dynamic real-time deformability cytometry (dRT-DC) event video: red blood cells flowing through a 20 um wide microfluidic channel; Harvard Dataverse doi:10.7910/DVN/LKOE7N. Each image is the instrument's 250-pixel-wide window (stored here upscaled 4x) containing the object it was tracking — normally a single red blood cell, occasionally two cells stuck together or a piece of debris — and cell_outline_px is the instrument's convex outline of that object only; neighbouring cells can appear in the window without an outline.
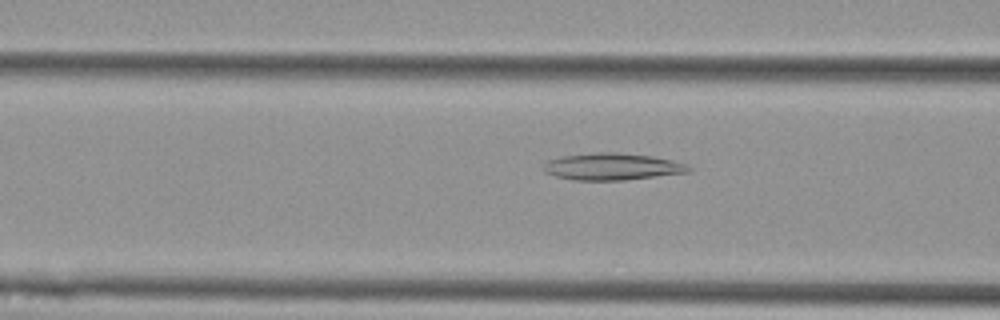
{"species": "Egyptian fruit bat (a non-hibernating species)", "species_latin": "Rousettus aegyptiacus", "temperature_condition": "cold", "stored_images_in_passage": 39, "camera_frame_rate_fps": 3000, "um_per_image_px": 0.085, "animal": {"sex": "female"}, "frame": {"image": 1, "passage_image": 5, "time_ms": 1.333, "image_size_px": [1000, 320], "cell_outline_px": [[692, 168], [688, 172], [624, 180], [572, 180], [556, 176], [544, 172], [544, 164], [548, 160], [564, 156], [596, 152], [616, 152], [652, 156], [672, 160], [688, 164]], "centroid_in_image_um": [52.04, 14.16], "position_along_channel_um": 114.6, "area_um2": 22.66}}
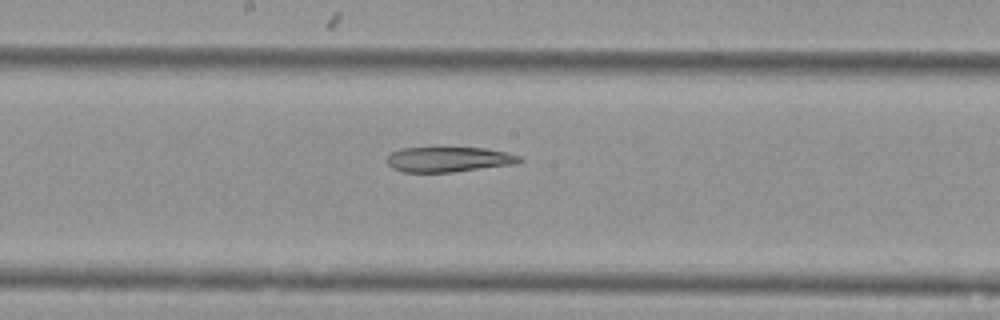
{"frame": {"image": 2, "passage_image": 13, "time_ms": 4.0, "image_size_px": [1000, 320], "cell_outline_px": [[524, 160], [516, 164], [452, 172], [404, 172], [392, 168], [384, 160], [392, 152], [400, 148], [440, 144], [484, 148], [504, 152], [520, 156]], "centroid_in_image_um": [38.08, 13.49], "position_along_channel_um": 210.1, "area_um2": 20.58}}
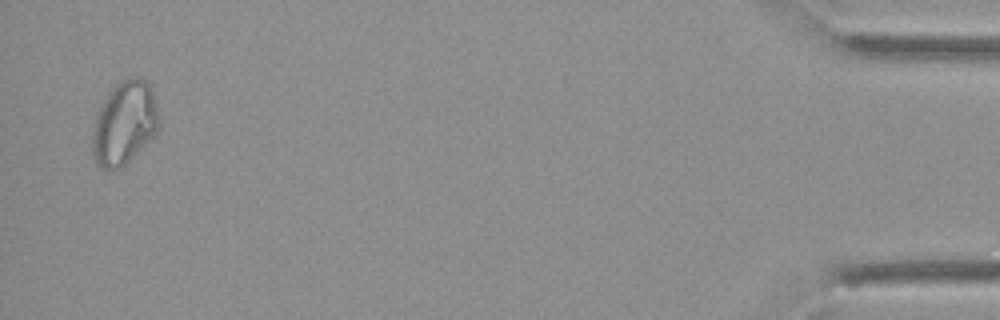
{"frame": {"image": 3, "passage_image": 38, "time_ms": 12.333, "image_size_px": [1000, 320], "cell_outline_px": [[160, 128], [120, 168], [108, 172], [100, 168], [96, 164], [92, 152], [92, 128], [96, 116], [108, 92], [120, 80], [132, 76], [140, 76], [152, 88], [160, 116]], "centroid_in_image_um": [10.56, 10.45], "position_along_channel_um": 424.6, "area_um2": 32.54}}